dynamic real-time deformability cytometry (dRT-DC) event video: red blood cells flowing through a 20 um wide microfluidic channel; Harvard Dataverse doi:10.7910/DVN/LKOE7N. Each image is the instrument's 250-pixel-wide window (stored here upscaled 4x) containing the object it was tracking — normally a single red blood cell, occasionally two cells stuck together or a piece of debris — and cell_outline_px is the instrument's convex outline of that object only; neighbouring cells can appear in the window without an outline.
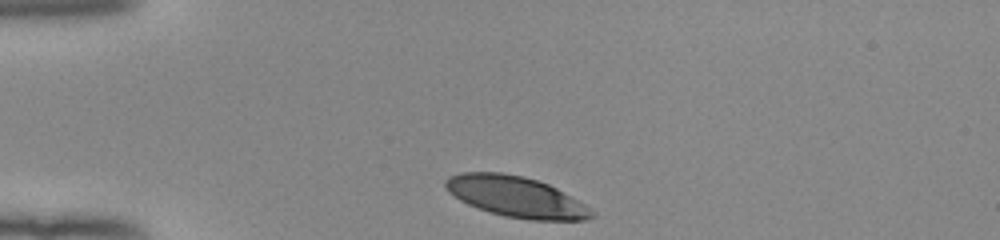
{"species": "human", "species_latin": "Homo sapiens", "temperature_condition": "room temperature", "stored_images_in_passage": 20, "camera_frame_rate_fps": 3000, "um_per_image_px": 0.085, "donor": {"sex": "female"}, "frame": {"image": 1, "passage_image": 1, "time_ms": 0.0, "image_size_px": [1000, 240], "cell_outline_px": [[596, 216], [588, 220], [528, 220], [504, 216], [488, 212], [468, 204], [460, 200], [448, 192], [444, 184], [444, 180], [448, 176], [460, 172], [504, 172], [524, 176], [548, 184], [556, 188], [584, 204], [596, 212]], "centroid_in_image_um": [43.85, 16.72], "position_along_channel_um": 41.1, "area_um2": 34.97}}
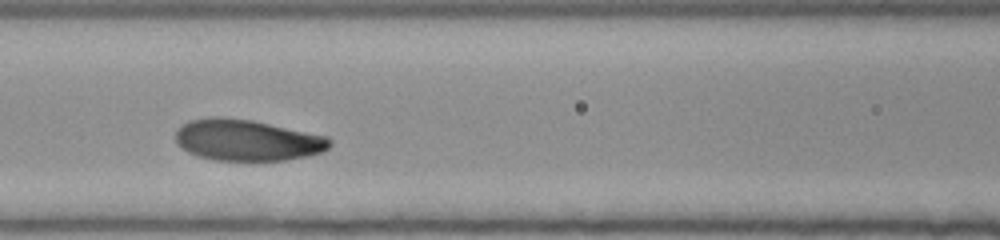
{"frame": {"image": 2, "passage_image": 12, "time_ms": 3.667, "image_size_px": [1000, 240], "cell_outline_px": [[332, 144], [324, 152], [308, 156], [284, 160], [216, 160], [200, 156], [188, 152], [176, 144], [176, 128], [180, 124], [188, 120], [208, 116], [220, 116], [252, 120], [328, 136], [332, 140]], "centroid_in_image_um": [20.99, 11.89], "position_along_channel_um": 145.6, "area_um2": 37.45}}
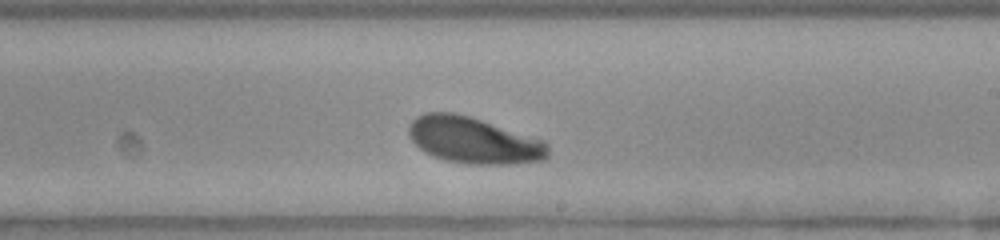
{"frame": {"image": 3, "passage_image": 20, "time_ms": 6.333, "image_size_px": [1000, 240], "cell_outline_px": [[548, 156], [544, 160], [512, 164], [468, 164], [444, 160], [424, 152], [408, 136], [408, 128], [412, 120], [416, 116], [424, 112], [452, 112], [468, 116], [544, 140], [548, 144]], "centroid_in_image_um": [40.24, 11.93], "position_along_channel_um": 248.8, "area_um2": 37.63}}